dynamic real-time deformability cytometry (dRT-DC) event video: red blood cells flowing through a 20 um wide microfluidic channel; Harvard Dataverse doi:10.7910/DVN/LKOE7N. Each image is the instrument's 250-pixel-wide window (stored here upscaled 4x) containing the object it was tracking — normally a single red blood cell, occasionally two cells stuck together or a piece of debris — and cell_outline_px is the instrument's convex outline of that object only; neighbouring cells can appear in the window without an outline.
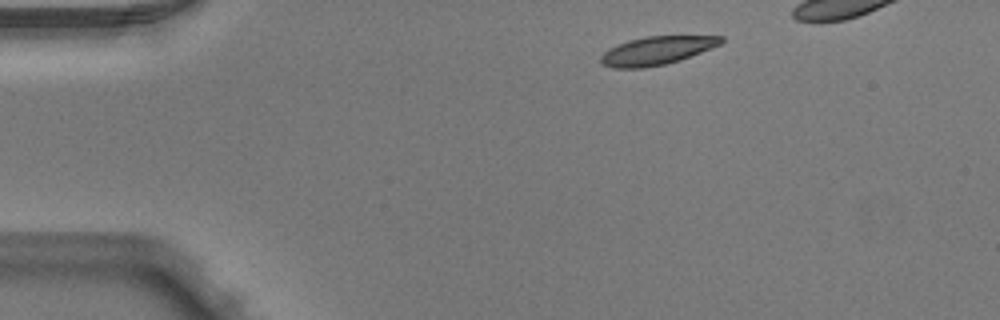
{"species": "Egyptian fruit bat (a non-hibernating species)", "species_latin": "Rousettus aegyptiacus", "temperature_condition": "warm", "stored_images_in_passage": 6, "camera_frame_rate_fps": 3000, "um_per_image_px": 0.085, "animal": {"sex": "male"}, "frame": {"image": 1, "passage_image": 1, "time_ms": 0.0, "image_size_px": [1000, 320], "cell_outline_px": [[724, 40], [720, 44], [712, 48], [680, 60], [664, 64], [644, 68], [612, 68], [604, 64], [600, 60], [600, 56], [608, 48], [628, 40], [644, 36], [724, 36]], "centroid_in_image_um": [55.81, 4.29], "position_along_channel_um": 29.2, "area_um2": 19.83}}
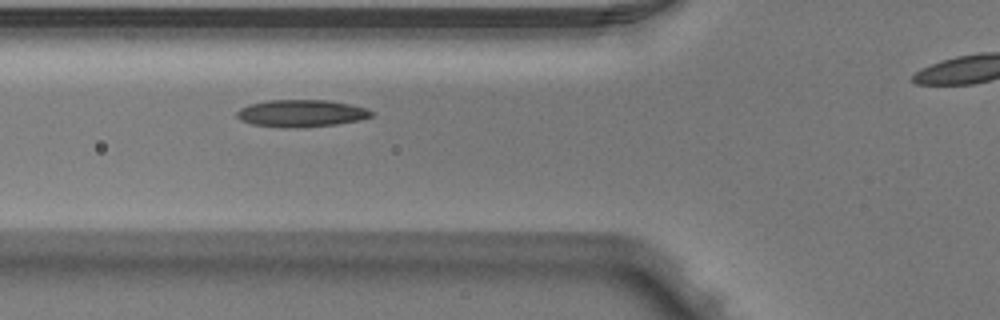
{"frame": {"image": 2, "passage_image": 4, "time_ms": 1.0, "image_size_px": [1000, 320], "cell_outline_px": [[376, 112], [372, 116], [360, 120], [336, 124], [296, 128], [284, 128], [252, 124], [240, 120], [236, 116], [236, 112], [240, 108], [248, 104], [268, 100], [328, 100], [368, 108]], "centroid_in_image_um": [25.61, 9.63], "position_along_channel_um": 100.2, "area_um2": 21.5}}